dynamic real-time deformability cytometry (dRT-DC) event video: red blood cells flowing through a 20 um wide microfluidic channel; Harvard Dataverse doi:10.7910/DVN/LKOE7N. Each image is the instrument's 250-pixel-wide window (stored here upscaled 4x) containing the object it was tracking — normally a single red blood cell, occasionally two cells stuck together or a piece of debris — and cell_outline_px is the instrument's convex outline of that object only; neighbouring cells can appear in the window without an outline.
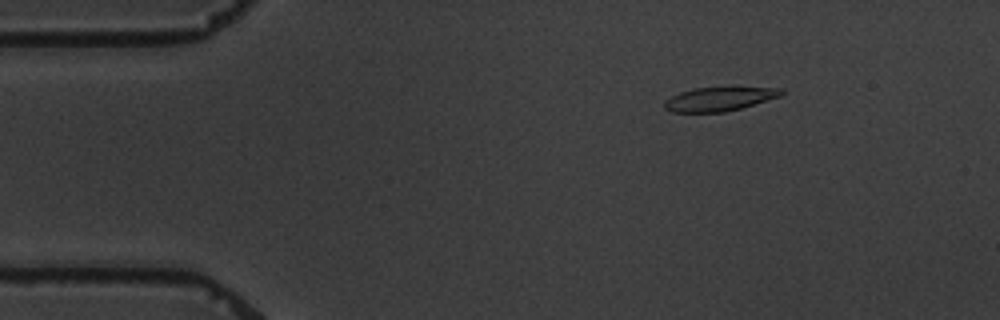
{"species": "common noctule bat (a hibernating species)", "species_latin": "Nyctalus noctula", "temperature_condition": "warm", "stored_images_in_passage": 4, "camera_frame_rate_fps": 3000, "um_per_image_px": 0.085, "animal": {"sex": "male", "body_mass_g": 19.5, "forearm_length_mm": 54.6}, "frame": {"image": 1, "passage_image": 2, "time_ms": 1.0, "image_size_px": [1000, 320], "cell_outline_px": [[784, 92], [780, 96], [740, 108], [724, 112], [672, 112], [664, 108], [664, 100], [680, 92], [692, 88], [736, 84], [784, 88]], "centroid_in_image_um": [61.21, 8.34], "position_along_channel_um": 23.8, "area_um2": 17.28}}
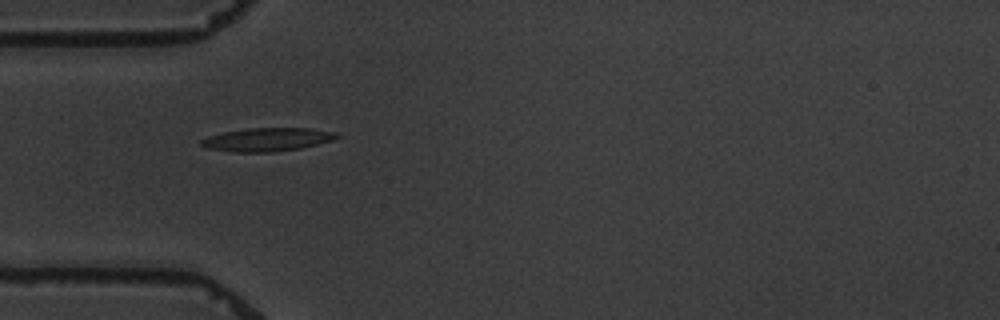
{"frame": {"image": 2, "passage_image": 4, "time_ms": 4.0, "image_size_px": [1000, 320], "cell_outline_px": [[340, 136], [332, 140], [300, 148], [272, 152], [232, 152], [208, 148], [200, 144], [200, 140], [208, 136], [224, 132], [248, 128], [312, 128], [336, 132]], "centroid_in_image_um": [22.71, 11.85], "position_along_channel_um": 62.3, "area_um2": 18.38}}